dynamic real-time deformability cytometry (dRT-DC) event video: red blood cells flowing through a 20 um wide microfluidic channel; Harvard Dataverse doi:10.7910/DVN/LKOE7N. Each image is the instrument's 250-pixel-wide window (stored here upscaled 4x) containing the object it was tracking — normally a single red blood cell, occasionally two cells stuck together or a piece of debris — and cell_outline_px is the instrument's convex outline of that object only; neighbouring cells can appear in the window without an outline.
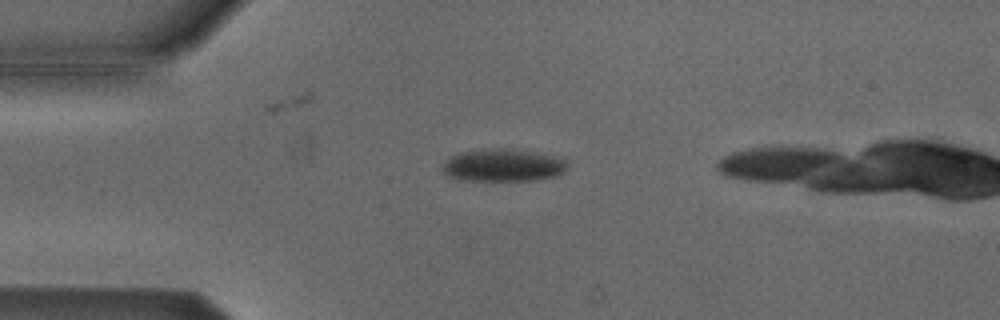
{"species": "Egyptian fruit bat (a non-hibernating species)", "species_latin": "Rousettus aegyptiacus", "temperature_condition": "cold", "stored_images_in_passage": 6, "camera_frame_rate_fps": 3000, "um_per_image_px": 0.085, "animal": {"sex": "male"}, "frame": {"image": 1, "passage_image": 2, "time_ms": 0.333, "image_size_px": [1000, 320], "cell_outline_px": [[568, 168], [564, 172], [556, 176], [536, 180], [460, 180], [448, 176], [440, 168], [452, 156], [460, 152], [488, 148], [512, 148], [552, 156], [564, 160], [568, 164]], "centroid_in_image_um": [42.75, 14.05], "position_along_channel_um": 42.2, "area_um2": 23.64}}
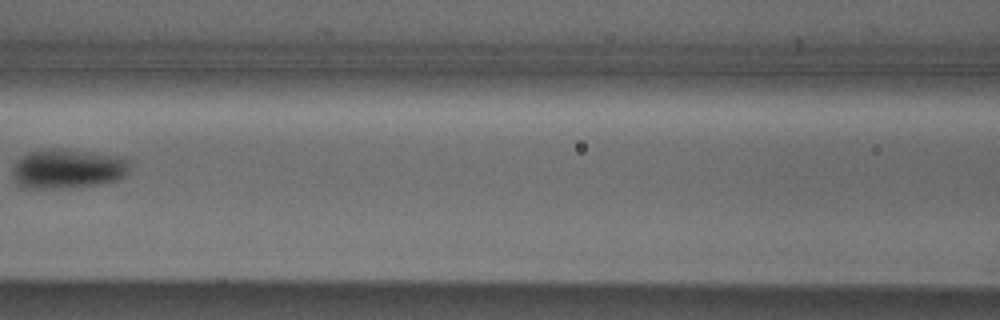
{"frame": {"image": 2, "passage_image": 5, "time_ms": 1.333, "image_size_px": [1000, 320], "cell_outline_px": [[132, 160], [128, 172], [124, 176], [116, 180], [104, 184], [64, 188], [24, 188], [12, 176], [12, 168], [16, 160], [28, 152], [44, 148], [64, 148], [124, 156]], "centroid_in_image_um": [5.8, 14.32], "position_along_channel_um": 160.8, "area_um2": 27.74}}
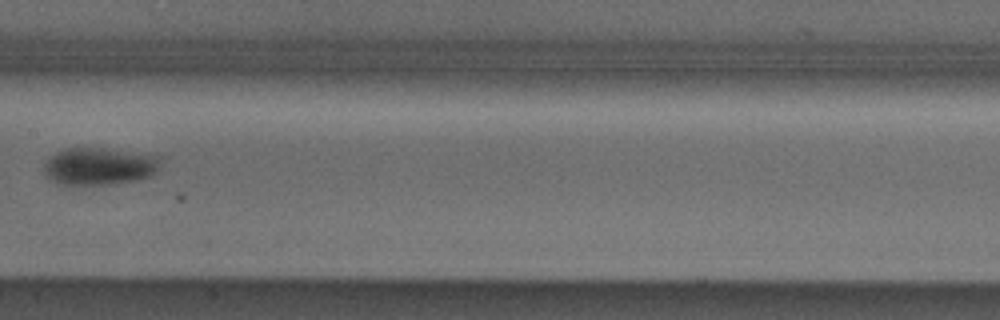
{"frame": {"image": 3, "passage_image": 6, "time_ms": 1.667, "image_size_px": [1000, 320], "cell_outline_px": [[168, 156], [160, 168], [152, 176], [136, 180], [108, 184], [60, 184], [52, 180], [44, 172], [44, 164], [56, 152], [64, 148], [100, 148]], "centroid_in_image_um": [8.57, 14.11], "position_along_channel_um": 198.8, "area_um2": 25.66}}